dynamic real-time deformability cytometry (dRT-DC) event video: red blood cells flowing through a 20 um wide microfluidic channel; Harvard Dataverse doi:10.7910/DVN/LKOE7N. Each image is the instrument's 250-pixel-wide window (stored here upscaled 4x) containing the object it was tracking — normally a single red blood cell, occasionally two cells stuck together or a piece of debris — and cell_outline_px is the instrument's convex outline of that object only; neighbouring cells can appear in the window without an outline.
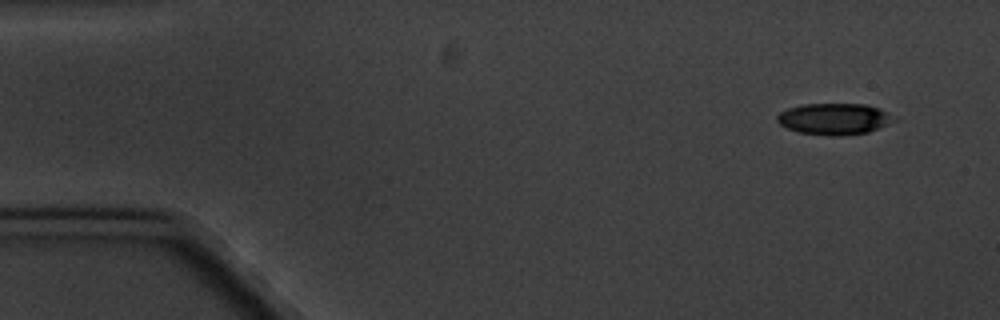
{"species": "common noctule bat (a hibernating species)", "species_latin": "Nyctalus noctula", "temperature_condition": "cold", "stored_images_in_passage": 5, "camera_frame_rate_fps": 3000, "um_per_image_px": 0.085, "animal": {"sex": "male", "body_mass_g": 20.1, "forearm_length_mm": 53.5}, "frame": {"image": 1, "passage_image": 1, "time_ms": 0.0, "image_size_px": [1000, 320], "cell_outline_px": [[900, 120], [868, 132], [840, 136], [832, 136], [796, 132], [780, 124], [776, 120], [776, 116], [780, 112], [788, 108], [804, 104], [864, 104], [880, 108], [896, 116]], "centroid_in_image_um": [70.96, 10.11], "position_along_channel_um": 14.0, "area_um2": 21.68}}
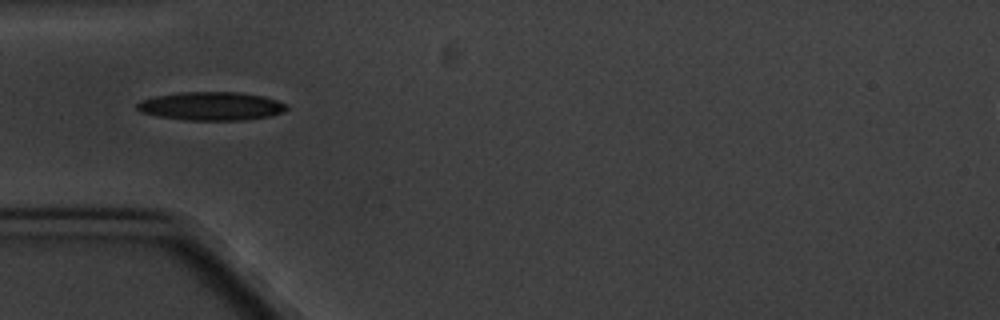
{"frame": {"image": 2, "passage_image": 5, "time_ms": 4.667, "image_size_px": [1000, 320], "cell_outline_px": [[288, 108], [284, 112], [272, 116], [244, 120], [188, 120], [160, 116], [140, 112], [136, 108], [136, 104], [140, 100], [156, 96], [180, 92], [240, 92], [264, 96], [288, 104]], "centroid_in_image_um": [18.0, 9.02], "position_along_channel_um": 67.0, "area_um2": 24.91}}